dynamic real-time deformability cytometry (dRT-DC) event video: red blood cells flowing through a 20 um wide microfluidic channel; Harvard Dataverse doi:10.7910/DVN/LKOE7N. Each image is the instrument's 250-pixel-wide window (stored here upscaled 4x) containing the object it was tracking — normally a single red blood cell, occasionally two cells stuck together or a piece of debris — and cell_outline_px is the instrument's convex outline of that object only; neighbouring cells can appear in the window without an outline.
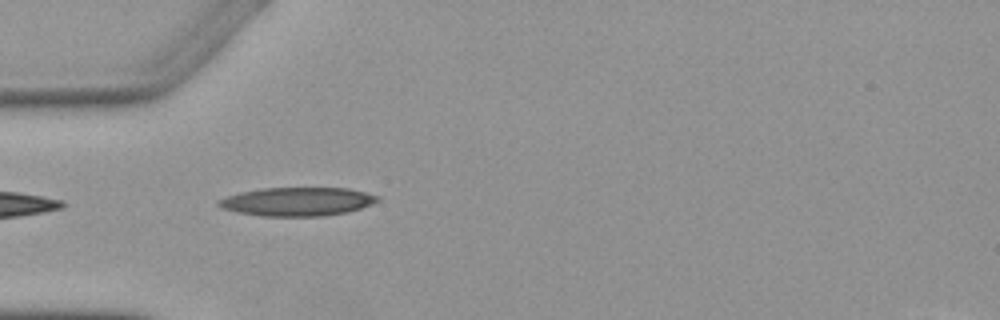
{"species": "Egyptian fruit bat (a non-hibernating species)", "species_latin": "Rousettus aegyptiacus", "temperature_condition": "warm", "stored_images_in_passage": 8, "camera_frame_rate_fps": 3000, "um_per_image_px": 0.085, "animal": {"sex": "female"}, "frame": {"image": 1, "passage_image": 4, "time_ms": 4.333, "image_size_px": [1000, 320], "cell_outline_px": [[380, 200], [360, 208], [348, 212], [324, 216], [260, 216], [236, 212], [220, 208], [216, 204], [216, 200], [240, 192], [264, 188], [348, 188], [380, 196]], "centroid_in_image_um": [25.24, 17.14], "position_along_channel_um": 59.8, "area_um2": 26.59}}
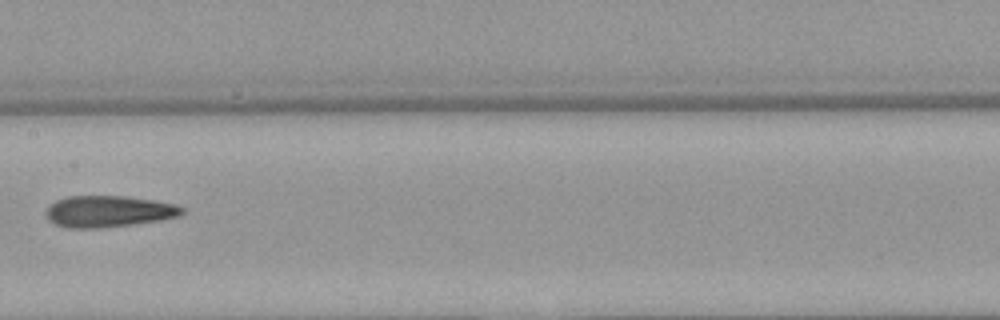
{"frame": {"image": 2, "passage_image": 7, "time_ms": 8.0, "image_size_px": [1000, 320], "cell_outline_px": [[184, 212], [180, 216], [160, 220], [132, 224], [100, 228], [68, 228], [56, 224], [48, 220], [44, 212], [56, 200], [68, 196], [124, 196], [152, 200], [176, 204], [184, 208]], "centroid_in_image_um": [9.22, 17.97], "position_along_channel_um": 198.2, "area_um2": 24.91}}
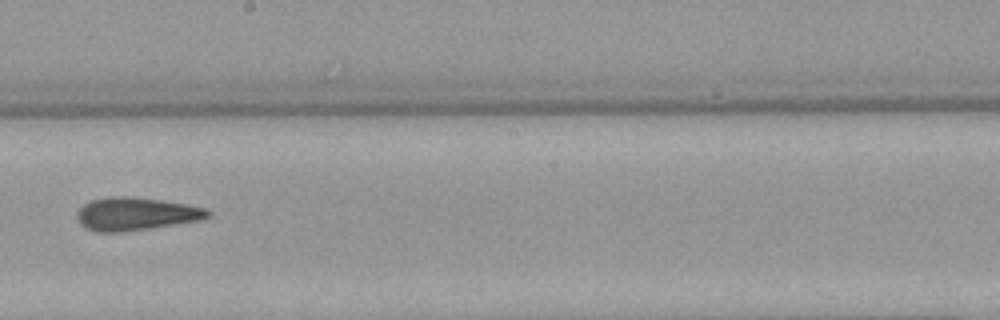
{"frame": {"image": 3, "passage_image": 8, "time_ms": 9.0, "image_size_px": [1000, 320], "cell_outline_px": [[212, 216], [200, 220], [124, 232], [96, 232], [84, 228], [80, 224], [76, 216], [76, 212], [84, 204], [92, 200], [108, 196], [132, 196], [188, 204], [208, 208], [212, 212]], "centroid_in_image_um": [11.56, 18.18], "position_along_channel_um": 236.6, "area_um2": 25.43}}